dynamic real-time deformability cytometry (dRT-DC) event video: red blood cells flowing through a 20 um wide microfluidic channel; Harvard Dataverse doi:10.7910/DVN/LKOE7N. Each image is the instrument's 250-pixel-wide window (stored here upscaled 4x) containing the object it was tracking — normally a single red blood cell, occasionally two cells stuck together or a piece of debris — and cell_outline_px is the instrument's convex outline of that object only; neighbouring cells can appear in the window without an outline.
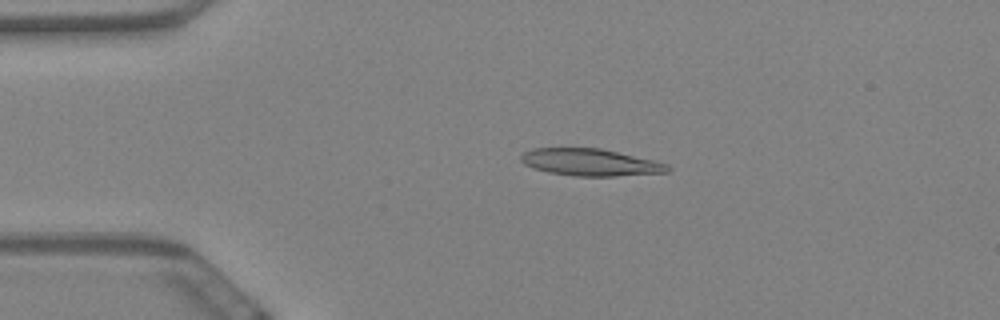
{"species": "Egyptian fruit bat (a non-hibernating species)", "species_latin": "Rousettus aegyptiacus", "temperature_condition": "warm", "stored_images_in_passage": 60, "camera_frame_rate_fps": 3000, "um_per_image_px": 0.085, "animal": {"sex": "female"}, "frame": {"image": 1, "passage_image": 13, "time_ms": 4.0, "image_size_px": [1000, 320], "cell_outline_px": [[672, 168], [668, 172], [616, 176], [576, 176], [548, 172], [524, 164], [520, 160], [520, 156], [524, 152], [532, 148], [600, 148], [652, 160], [668, 164]], "centroid_in_image_um": [50.17, 13.8], "position_along_channel_um": 34.8, "area_um2": 22.95}}
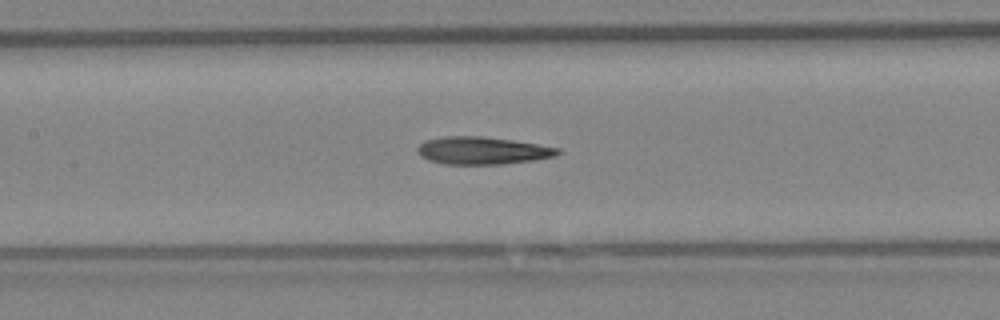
{"frame": {"image": 2, "passage_image": 28, "time_ms": 9.0, "image_size_px": [1000, 320], "cell_outline_px": [[560, 152], [556, 156], [532, 160], [500, 164], [444, 164], [428, 160], [420, 156], [416, 152], [416, 148], [424, 140], [444, 136], [484, 136], [512, 140], [560, 148]], "centroid_in_image_um": [40.94, 12.79], "position_along_channel_um": 166.5, "area_um2": 22.54}}
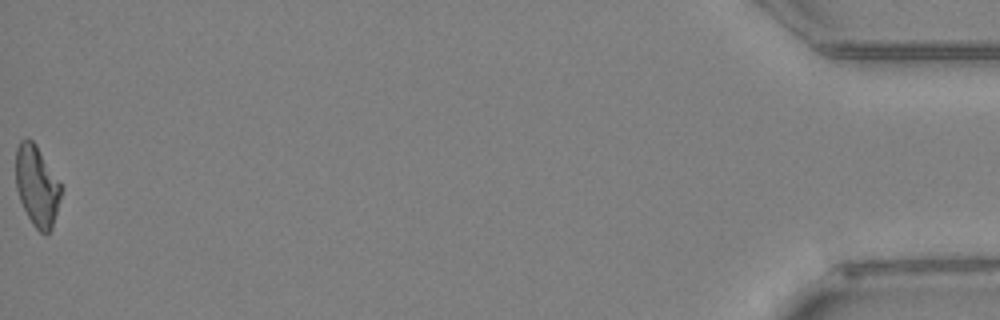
{"frame": {"image": 3, "passage_image": 60, "time_ms": 19.667, "image_size_px": [1000, 320], "cell_outline_px": [[64, 188], [52, 228], [44, 236], [32, 224], [20, 200], [16, 188], [16, 148], [20, 140], [28, 136], [36, 144]], "centroid_in_image_um": [3.16, 15.79], "position_along_channel_um": 432.0, "area_um2": 21.56}, "authors_computed_cell_mechanics": {"area_um2": 22.542, "velocity_mm_per_s": 3.4423, "shape_relaxation_time_tau1_ms": null, "shape_relaxation_time_tau2_ms": 5.6604, "deformation_change_tau1": null, "deformation_change_tau2": 0.1773}}